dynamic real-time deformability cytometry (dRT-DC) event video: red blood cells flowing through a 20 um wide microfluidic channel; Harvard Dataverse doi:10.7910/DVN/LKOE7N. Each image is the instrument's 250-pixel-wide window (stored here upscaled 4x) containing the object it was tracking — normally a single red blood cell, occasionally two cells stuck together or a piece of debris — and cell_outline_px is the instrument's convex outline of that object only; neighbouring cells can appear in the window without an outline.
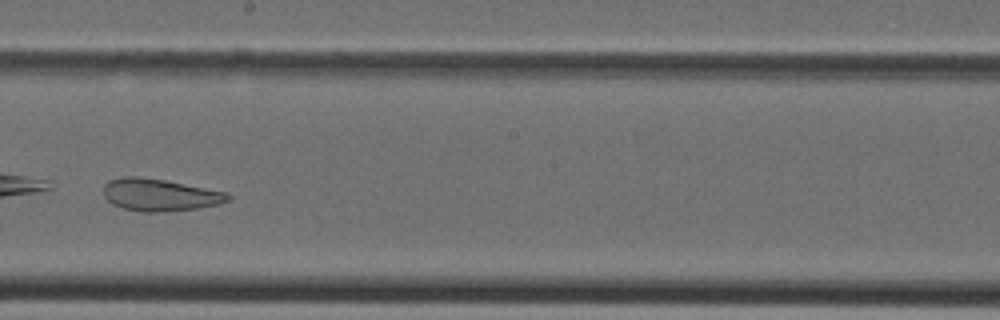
{"species": "Egyptian fruit bat (a non-hibernating species)", "species_latin": "Rousettus aegyptiacus", "temperature_condition": "cold", "stored_images_in_passage": 23, "camera_frame_rate_fps": 3000, "um_per_image_px": 0.085, "animal": {"sex": "female"}, "frame": {"image": 1, "passage_image": 13, "time_ms": 4.0, "image_size_px": [1000, 320], "cell_outline_px": [[232, 196], [228, 200], [220, 204], [196, 208], [160, 212], [144, 212], [124, 208], [112, 204], [104, 196], [104, 184], [108, 180], [120, 176], [136, 176], [164, 180], [228, 192]], "centroid_in_image_um": [13.57, 16.55], "position_along_channel_um": 234.6, "area_um2": 23.35}}